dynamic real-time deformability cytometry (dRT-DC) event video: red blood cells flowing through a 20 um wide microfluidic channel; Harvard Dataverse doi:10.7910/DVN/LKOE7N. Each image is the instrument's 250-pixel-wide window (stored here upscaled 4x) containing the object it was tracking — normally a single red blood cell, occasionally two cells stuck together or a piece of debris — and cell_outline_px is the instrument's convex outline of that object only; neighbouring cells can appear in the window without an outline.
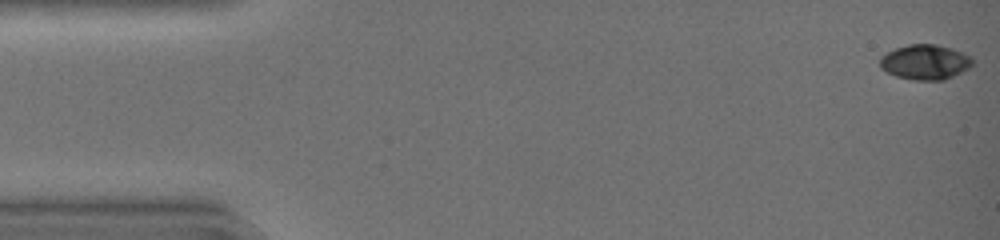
{"species": "common noctule bat (a hibernating species)", "species_latin": "Nyctalus noctula", "temperature_condition": "warm", "stored_images_in_passage": 7, "camera_frame_rate_fps": 3000, "um_per_image_px": 0.085, "animal": {"sex": "female", "body_mass_g": 19.0, "forearm_length_mm": 51.5}, "frame": {"image": 1, "passage_image": 1, "time_ms": 0.0, "image_size_px": [1000, 240], "cell_outline_px": [[976, 64], [944, 80], [916, 80], [896, 76], [880, 68], [880, 56], [896, 48], [908, 44], [936, 44], [952, 48], [972, 56]], "centroid_in_image_um": [78.67, 5.26], "position_along_channel_um": 6.3, "area_um2": 18.96}}